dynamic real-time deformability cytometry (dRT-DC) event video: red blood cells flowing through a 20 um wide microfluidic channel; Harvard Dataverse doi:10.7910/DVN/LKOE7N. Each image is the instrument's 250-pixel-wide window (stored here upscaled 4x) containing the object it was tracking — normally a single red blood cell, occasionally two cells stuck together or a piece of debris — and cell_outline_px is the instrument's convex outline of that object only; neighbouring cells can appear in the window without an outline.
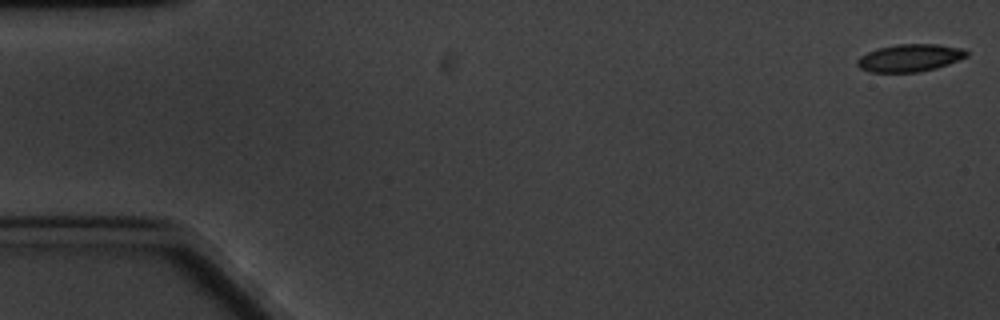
{"species": "common noctule bat (a hibernating species)", "species_latin": "Nyctalus noctula", "temperature_condition": "cold", "stored_images_in_passage": 61, "camera_frame_rate_fps": 3000, "um_per_image_px": 0.085, "animal": {"sex": "male", "body_mass_g": 20.1, "forearm_length_mm": 53.5}, "frame": {"image": 1, "passage_image": 1, "time_ms": 0.0, "image_size_px": [1000, 320], "cell_outline_px": [[968, 56], [948, 64], [936, 68], [920, 72], [868, 72], [860, 68], [856, 64], [856, 60], [860, 56], [868, 52], [880, 48], [896, 44], [940, 44], [964, 48], [968, 52]], "centroid_in_image_um": [77.35, 4.92], "position_along_channel_um": 7.7, "area_um2": 17.63}}
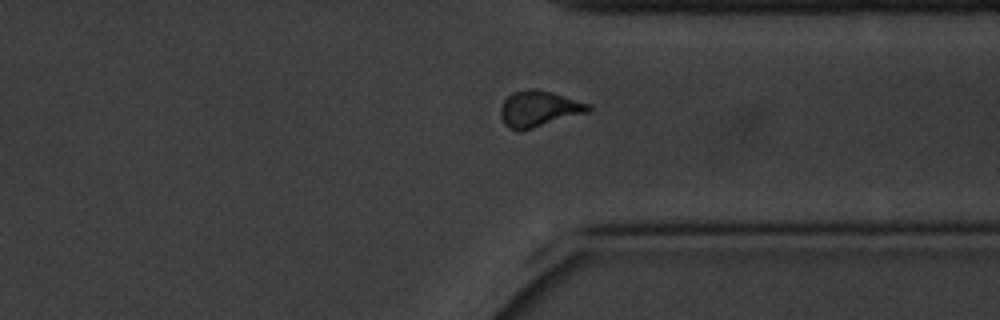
{"frame": {"image": 2, "passage_image": 46, "time_ms": 15.0, "image_size_px": [1000, 320], "cell_outline_px": [[592, 108], [588, 112], [520, 132], [508, 128], [504, 124], [500, 116], [500, 108], [504, 100], [512, 92], [528, 88], [536, 88], [552, 92], [588, 104]], "centroid_in_image_um": [45.74, 9.25], "position_along_channel_um": 365.7, "area_um2": 18.5}}
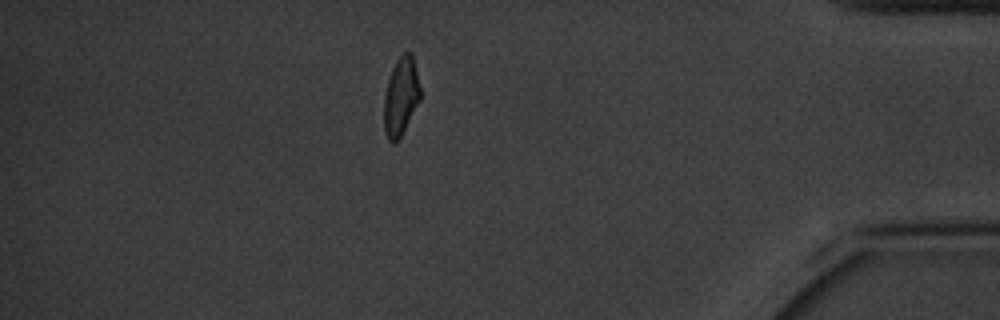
{"frame": {"image": 3, "passage_image": 53, "time_ms": 17.333, "image_size_px": [1000, 320], "cell_outline_px": [[420, 100], [400, 140], [396, 144], [392, 144], [388, 140], [384, 132], [384, 96], [388, 80], [392, 68], [396, 60], [404, 52], [412, 52], [420, 88]], "centroid_in_image_um": [34.07, 8.26], "position_along_channel_um": 401.1, "area_um2": 16.82}, "authors_computed_cell_mechanics": {"area_um2": 17.8024, "velocity_mm_per_s": 3.2573, "shape_relaxation_time_tau1_ms": 3.7565, "shape_relaxation_time_tau2_ms": 3.4883, "deformation_change_tau1": 0.1237, "deformation_change_tau2": 0.093}}